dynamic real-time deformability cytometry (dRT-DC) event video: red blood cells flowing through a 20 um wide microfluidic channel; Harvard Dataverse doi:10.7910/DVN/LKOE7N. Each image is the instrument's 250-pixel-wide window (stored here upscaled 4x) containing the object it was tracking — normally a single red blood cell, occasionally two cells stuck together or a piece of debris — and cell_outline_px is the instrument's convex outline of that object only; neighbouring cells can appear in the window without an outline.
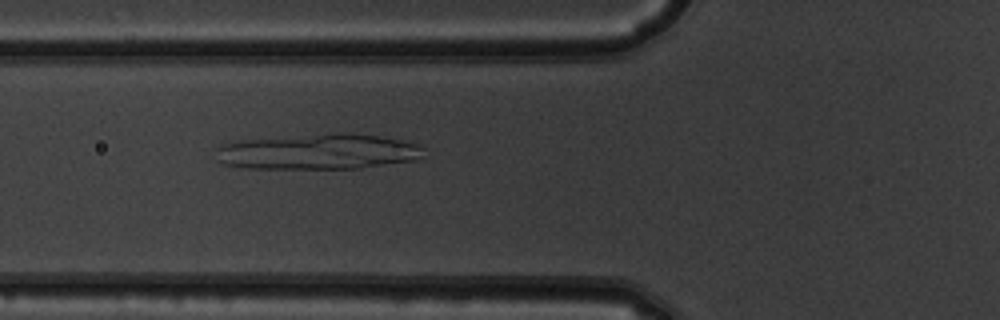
{"species": "common noctule bat (a hibernating species)", "species_latin": "Nyctalus noctula", "temperature_condition": "warm", "stored_images_in_passage": 40, "camera_frame_rate_fps": 3000, "um_per_image_px": 0.085, "animal": {"sex": "male", "body_mass_g": 19.5, "forearm_length_mm": 54.6}, "frame": {"image": 1, "passage_image": 8, "time_ms": 2.333, "image_size_px": [1000, 320], "cell_outline_px": [[424, 148], [420, 156], [416, 160], [360, 168], [244, 168], [220, 164], [216, 160], [212, 148], [220, 144], [240, 140], [340, 132], [348, 132], [376, 136], [400, 140], [416, 144]], "centroid_in_image_um": [26.92, 12.89], "position_along_channel_um": 98.9, "area_um2": 43.29}}
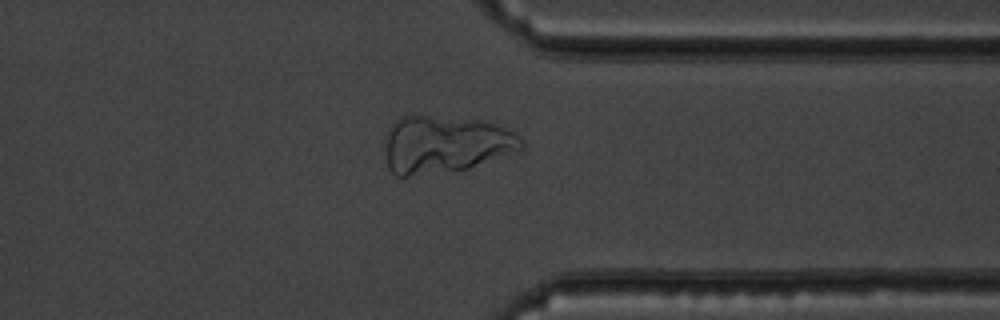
{"frame": {"image": 2, "passage_image": 29, "time_ms": 9.333, "image_size_px": [1000, 320], "cell_outline_px": [[524, 148], [468, 168], [408, 176], [396, 176], [388, 168], [384, 152], [384, 144], [388, 128], [400, 116], [408, 112], [484, 120], [496, 124], [520, 136], [524, 140]], "centroid_in_image_um": [37.77, 12.21], "position_along_channel_um": 373.6, "area_um2": 46.41}}
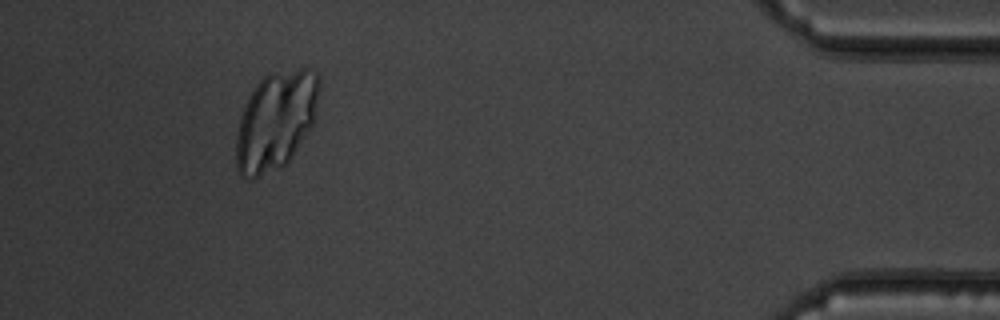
{"frame": {"image": 3, "passage_image": 36, "time_ms": 11.667, "image_size_px": [1000, 320], "cell_outline_px": [[320, 88], [316, 116], [312, 128], [288, 164], [252, 180], [248, 180], [240, 176], [236, 168], [236, 132], [240, 116], [244, 104], [248, 96], [256, 84], [264, 76], [272, 72], [300, 68], [308, 68], [316, 72], [320, 80]], "centroid_in_image_um": [23.45, 10.28], "position_along_channel_um": 411.7, "area_um2": 48.9}}